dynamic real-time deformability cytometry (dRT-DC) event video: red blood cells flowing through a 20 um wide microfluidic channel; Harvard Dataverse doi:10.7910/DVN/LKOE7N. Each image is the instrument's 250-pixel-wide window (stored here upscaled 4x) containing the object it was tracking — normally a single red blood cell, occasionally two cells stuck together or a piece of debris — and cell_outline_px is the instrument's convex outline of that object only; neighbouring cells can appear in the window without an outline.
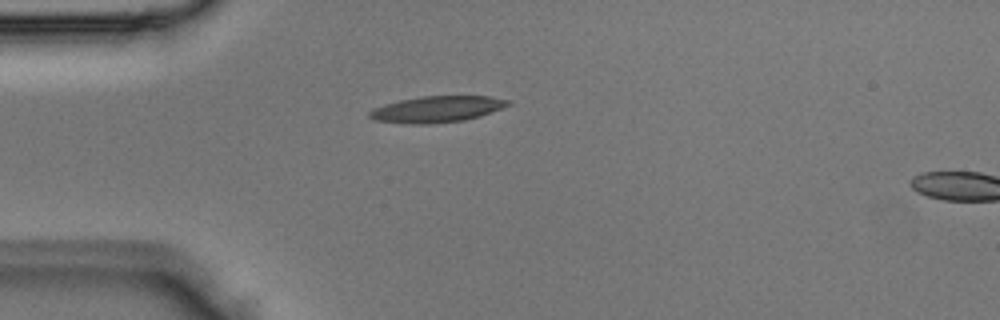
{"species": "Egyptian fruit bat (a non-hibernating species)", "species_latin": "Rousettus aegyptiacus", "temperature_condition": "room temperature", "stored_images_in_passage": 2, "segment_of_instrument_passage": [1, 2], "camera_frame_rate_fps": 3000, "um_per_image_px": 0.085, "animal": {"sex": "male"}, "frame": {"image": 1, "passage_image": 1, "time_ms": 0.0, "image_size_px": [1000, 320], "cell_outline_px": [[512, 104], [480, 116], [464, 120], [428, 124], [408, 124], [376, 120], [368, 116], [368, 112], [372, 108], [384, 104], [400, 100], [424, 96], [488, 96], [508, 100]], "centroid_in_image_um": [37.11, 9.28], "position_along_channel_um": 47.9, "area_um2": 21.1}}